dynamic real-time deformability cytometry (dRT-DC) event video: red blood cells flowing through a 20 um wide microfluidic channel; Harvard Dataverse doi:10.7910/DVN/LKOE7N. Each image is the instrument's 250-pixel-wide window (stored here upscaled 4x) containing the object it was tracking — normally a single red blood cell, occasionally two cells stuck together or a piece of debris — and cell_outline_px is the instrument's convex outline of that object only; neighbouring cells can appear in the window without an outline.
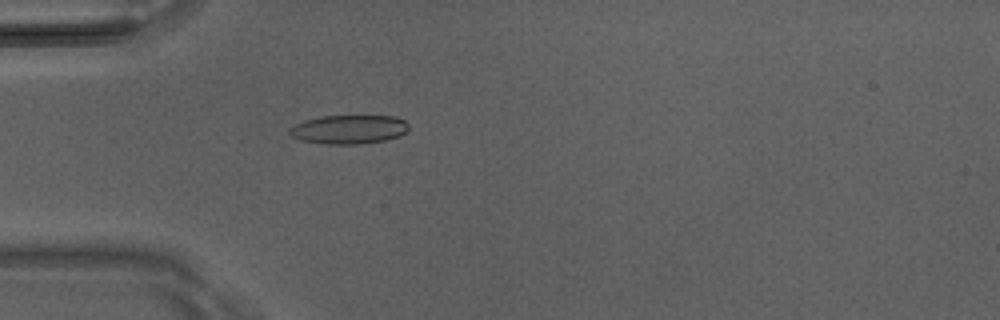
{"species": "Egyptian fruit bat (a non-hibernating species)", "species_latin": "Rousettus aegyptiacus", "temperature_condition": "room temperature", "stored_images_in_passage": 37, "camera_frame_rate_fps": 3000, "um_per_image_px": 0.085, "animal": {"sex": "male"}, "frame": {"image": 1, "passage_image": 2, "time_ms": 0.333, "image_size_px": [1000, 320], "cell_outline_px": [[408, 128], [400, 136], [388, 140], [360, 144], [324, 144], [300, 140], [292, 136], [288, 132], [288, 128], [304, 120], [320, 116], [396, 116], [404, 120], [408, 124]], "centroid_in_image_um": [29.64, 11.0], "position_along_channel_um": 55.4, "area_um2": 20.23}}
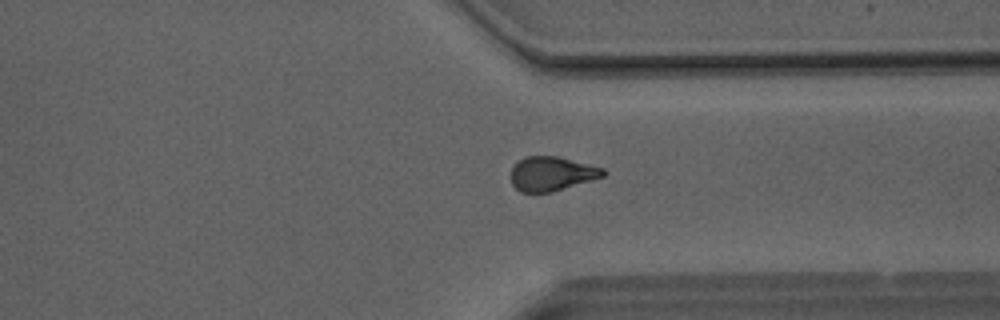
{"frame": {"image": 2, "passage_image": 25, "time_ms": 8.0, "image_size_px": [1000, 320], "cell_outline_px": [[608, 172], [604, 176], [552, 192], [520, 192], [512, 184], [512, 168], [524, 156], [560, 156], [604, 168]], "centroid_in_image_um": [46.93, 14.75], "position_along_channel_um": 364.5, "area_um2": 18.38}}
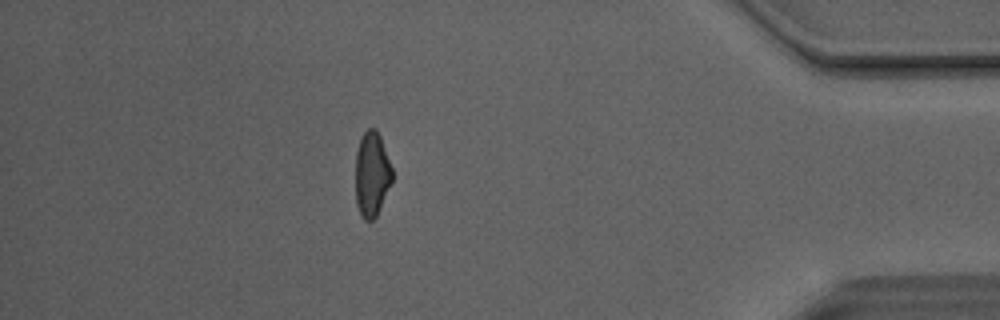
{"frame": {"image": 3, "passage_image": 31, "time_ms": 10.0, "image_size_px": [1000, 320], "cell_outline_px": [[392, 180], [380, 208], [376, 216], [372, 220], [364, 220], [360, 216], [356, 204], [356, 152], [360, 136], [368, 128], [376, 128], [380, 136], [392, 168]], "centroid_in_image_um": [31.59, 14.8], "position_along_channel_um": 403.6, "area_um2": 18.15}, "authors_computed_cell_mechanics": {"area_um2": 18.9584, "velocity_mm_per_s": 4.1306, "shape_relaxation_time_tau1_ms": 4.8589, "shape_relaxation_time_tau2_ms": 3.4109, "deformation_change_tau1": 0.1564, "deformation_change_tau2": 0.0763}}